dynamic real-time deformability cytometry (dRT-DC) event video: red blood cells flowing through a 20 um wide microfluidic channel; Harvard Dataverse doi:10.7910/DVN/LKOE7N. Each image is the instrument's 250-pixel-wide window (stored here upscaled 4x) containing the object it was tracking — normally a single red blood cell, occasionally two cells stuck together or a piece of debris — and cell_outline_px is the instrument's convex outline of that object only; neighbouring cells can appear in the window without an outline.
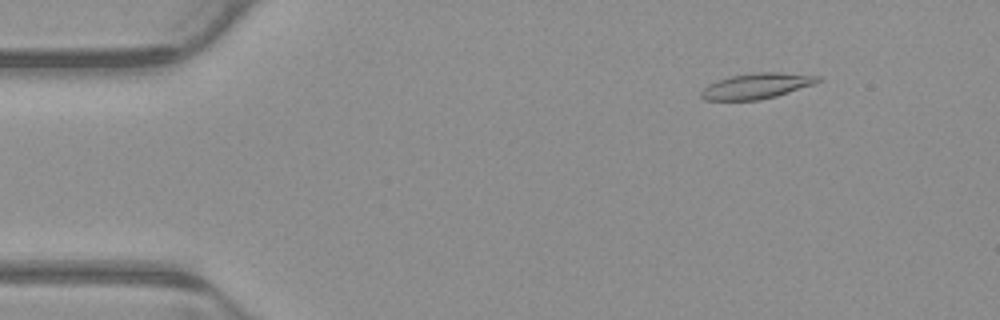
{"species": "common noctule bat (a hibernating species)", "species_latin": "Nyctalus noctula", "temperature_condition": "warm", "stored_images_in_passage": 6, "camera_frame_rate_fps": 3000, "um_per_image_px": 0.085, "animal": {"sex": "male", "body_mass_g": 23.1, "forearm_length_mm": 52.7}, "frame": {"image": 1, "passage_image": 2, "time_ms": 0.333, "image_size_px": [1000, 320], "cell_outline_px": [[824, 80], [776, 96], [760, 100], [704, 100], [700, 96], [700, 92], [708, 84], [716, 80], [728, 76], [756, 72], [780, 72], [820, 76]], "centroid_in_image_um": [64.28, 7.3], "position_along_channel_um": 20.7, "area_um2": 17.46}}
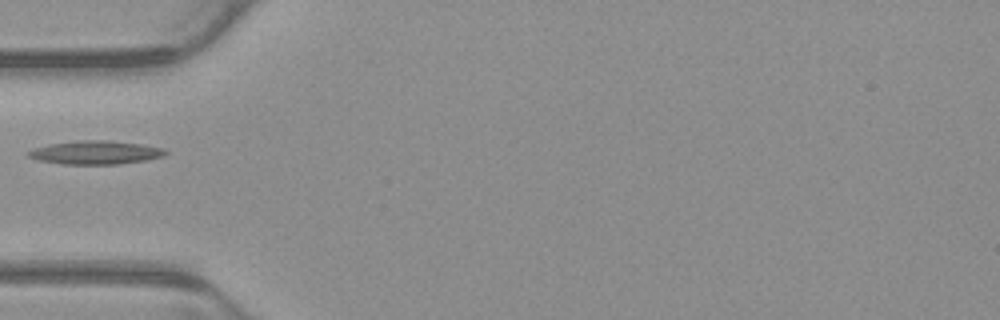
{"frame": {"image": 2, "passage_image": 5, "time_ms": 1.333, "image_size_px": [1000, 320], "cell_outline_px": [[168, 152], [164, 156], [144, 160], [120, 164], [64, 164], [36, 160], [28, 156], [24, 152], [48, 144], [76, 140], [108, 140], [140, 144], [164, 148]], "centroid_in_image_um": [8.09, 12.96], "position_along_channel_um": 76.9, "area_um2": 18.84}}
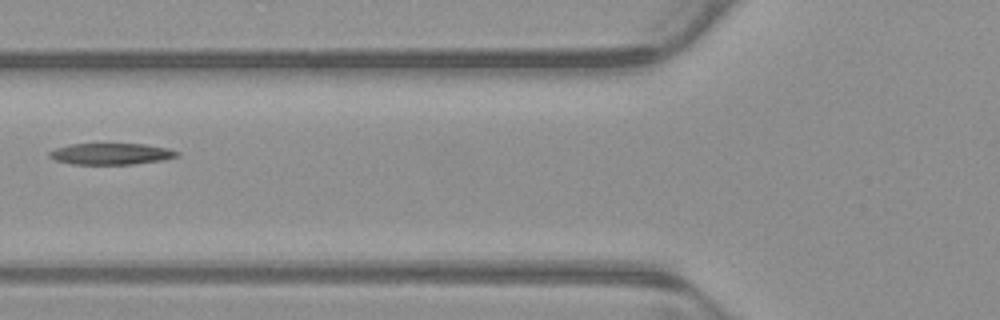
{"frame": {"image": 3, "passage_image": 6, "time_ms": 1.667, "image_size_px": [1000, 320], "cell_outline_px": [[180, 156], [164, 160], [132, 164], [72, 164], [56, 160], [48, 156], [48, 152], [56, 148], [68, 144], [144, 144], [168, 148], [180, 152]], "centroid_in_image_um": [9.47, 13.08], "position_along_channel_um": 116.3, "area_um2": 15.95}}